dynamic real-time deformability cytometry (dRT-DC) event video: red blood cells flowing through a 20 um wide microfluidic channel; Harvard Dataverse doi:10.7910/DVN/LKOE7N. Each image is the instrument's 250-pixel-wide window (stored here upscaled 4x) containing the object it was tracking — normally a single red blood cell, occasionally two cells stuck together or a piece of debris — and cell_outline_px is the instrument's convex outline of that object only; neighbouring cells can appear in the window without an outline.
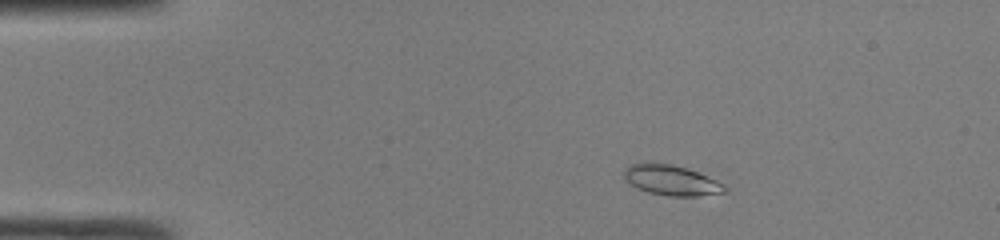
{"species": "common noctule bat (a hibernating species)", "species_latin": "Nyctalus noctula", "temperature_condition": "room temperature", "stored_images_in_passage": 46, "camera_frame_rate_fps": 3000, "um_per_image_px": 0.085, "animal": {"sex": "male", "body_mass_g": 19.0, "forearm_length_mm": 50.8}, "frame": {"image": 1, "passage_image": 6, "time_ms": 1.667, "image_size_px": [1000, 240], "cell_outline_px": [[728, 192], [696, 196], [668, 196], [648, 192], [636, 188], [624, 180], [624, 172], [632, 164], [644, 160], [652, 160], [672, 164], [688, 168], [716, 180], [724, 184], [728, 188]], "centroid_in_image_um": [57.04, 15.29], "position_along_channel_um": 28.0, "area_um2": 18.26}}
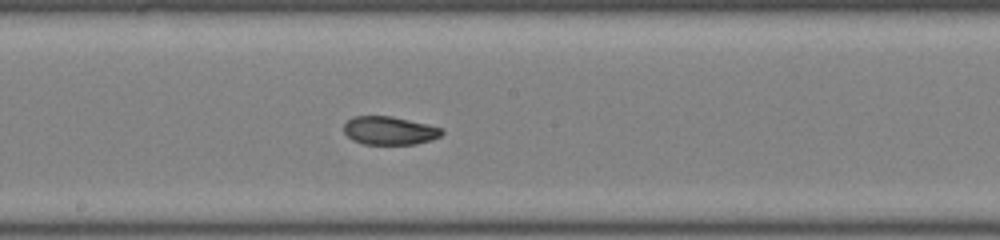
{"frame": {"image": 2, "passage_image": 24, "time_ms": 7.667, "image_size_px": [1000, 240], "cell_outline_px": [[444, 132], [440, 136], [432, 140], [416, 144], [364, 144], [352, 140], [344, 132], [344, 124], [352, 116], [392, 116], [428, 124], [444, 128]], "centroid_in_image_um": [33.13, 11.1], "position_along_channel_um": 215.1, "area_um2": 16.3}}
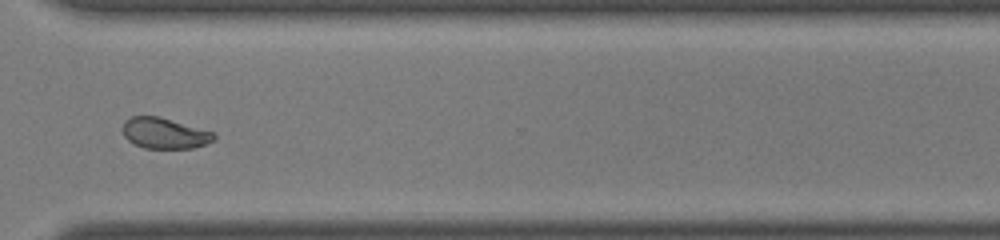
{"frame": {"image": 3, "passage_image": 34, "time_ms": 11.0, "image_size_px": [1000, 240], "cell_outline_px": [[216, 140], [192, 148], [144, 148], [132, 144], [124, 136], [120, 128], [124, 120], [132, 116], [160, 116], [212, 132], [216, 136]], "centroid_in_image_um": [13.92, 11.32], "position_along_channel_um": 356.7, "area_um2": 16.53}, "authors_computed_cell_mechanics": {"area_um2": 17.3978, "velocity_mm_per_s": 4.2242, "shape_relaxation_time_tau1_ms": 10.6896, "shape_relaxation_time_tau2_ms": 1.4382, "deformation_change_tau1": 0.216, "deformation_change_tau2": 0.0524}}